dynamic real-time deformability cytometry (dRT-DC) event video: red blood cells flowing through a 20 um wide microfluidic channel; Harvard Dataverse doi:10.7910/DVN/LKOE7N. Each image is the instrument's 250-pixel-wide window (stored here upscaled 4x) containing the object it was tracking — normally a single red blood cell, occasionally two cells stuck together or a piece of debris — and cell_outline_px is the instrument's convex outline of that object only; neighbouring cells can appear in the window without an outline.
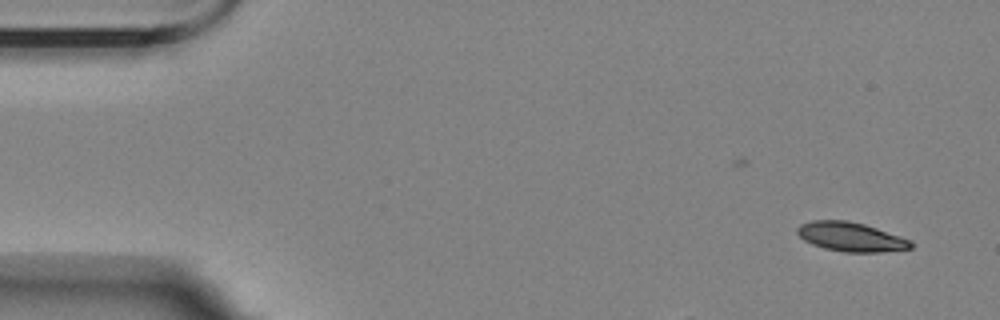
{"species": "Egyptian fruit bat (a non-hibernating species)", "species_latin": "Rousettus aegyptiacus", "temperature_condition": "room temperature", "stored_images_in_passage": 8, "camera_frame_rate_fps": 3000, "um_per_image_px": 0.085, "animal": {"sex": "female"}, "frame": {"image": 1, "passage_image": 1, "time_ms": 0.0, "image_size_px": [1000, 320], "cell_outline_px": [[912, 248], [880, 252], [844, 252], [824, 248], [812, 244], [804, 240], [796, 232], [796, 228], [800, 224], [812, 220], [848, 220], [864, 224], [912, 240]], "centroid_in_image_um": [72.3, 20.13], "position_along_channel_um": 12.7, "area_um2": 19.31}}
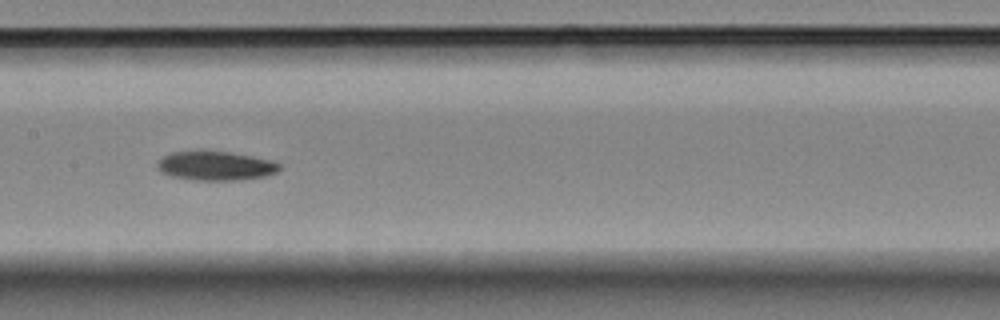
{"frame": {"image": 2, "passage_image": 7, "time_ms": 8.333, "image_size_px": [1000, 320], "cell_outline_px": [[280, 168], [276, 172], [264, 176], [236, 180], [192, 180], [172, 176], [160, 172], [156, 164], [164, 156], [172, 152], [200, 148], [204, 148], [252, 156], [268, 160], [280, 164]], "centroid_in_image_um": [18.25, 14.06], "position_along_channel_um": 189.2, "area_um2": 21.1}}
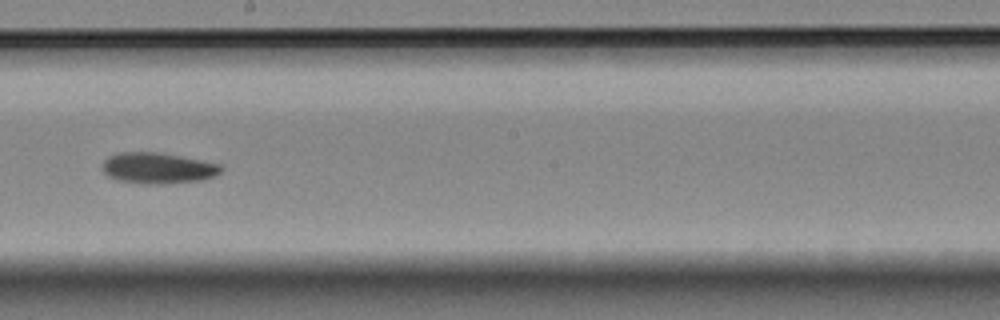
{"frame": {"image": 3, "passage_image": 8, "time_ms": 9.667, "image_size_px": [1000, 320], "cell_outline_px": [[224, 168], [216, 176], [204, 180], [168, 184], [144, 184], [116, 180], [108, 176], [104, 172], [104, 160], [108, 156], [120, 152], [152, 152], [180, 156], [220, 164]], "centroid_in_image_um": [13.44, 14.31], "position_along_channel_um": 234.8, "area_um2": 21.5}}